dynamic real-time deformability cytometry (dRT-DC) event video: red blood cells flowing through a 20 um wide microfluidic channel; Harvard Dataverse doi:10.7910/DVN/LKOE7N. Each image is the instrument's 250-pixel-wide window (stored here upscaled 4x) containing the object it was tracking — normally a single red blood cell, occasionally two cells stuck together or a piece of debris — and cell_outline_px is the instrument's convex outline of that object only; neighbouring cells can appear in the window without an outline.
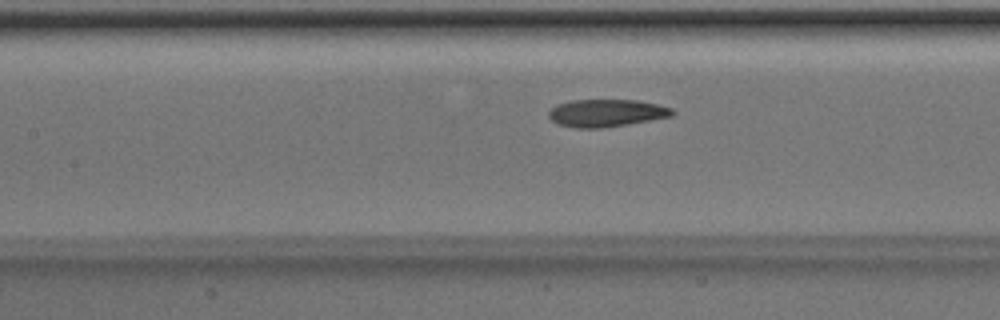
{"species": "Egyptian fruit bat (a non-hibernating species)", "species_latin": "Rousettus aegyptiacus", "temperature_condition": "room temperature", "stored_images_in_passage": 39, "camera_frame_rate_fps": 3000, "um_per_image_px": 0.085, "animal": {"sex": "male"}, "frame": {"image": 1, "passage_image": 11, "time_ms": 3.333, "image_size_px": [1000, 320], "cell_outline_px": [[676, 112], [672, 116], [600, 128], [576, 128], [556, 124], [548, 116], [548, 112], [556, 104], [572, 100], [636, 100], [656, 104], [672, 108]], "centroid_in_image_um": [51.5, 9.6], "position_along_channel_um": 155.9, "area_um2": 19.65}}
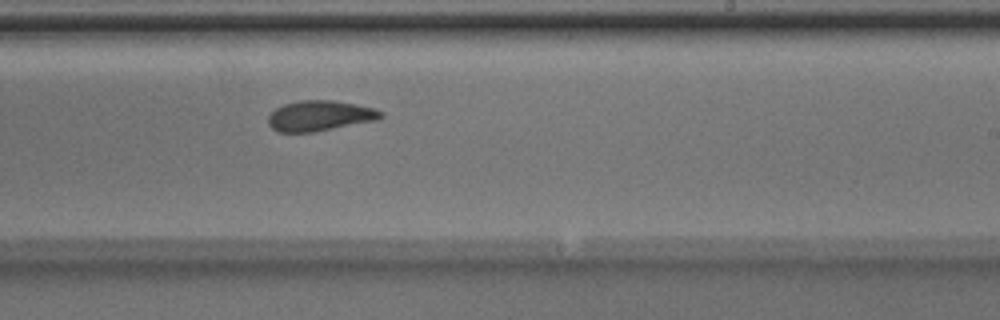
{"frame": {"image": 2, "passage_image": 19, "time_ms": 6.0, "image_size_px": [1000, 320], "cell_outline_px": [[384, 116], [380, 120], [316, 132], [276, 132], [268, 124], [268, 116], [276, 108], [284, 104], [300, 100], [332, 100], [356, 104], [376, 108], [384, 112]], "centroid_in_image_um": [27.24, 9.85], "position_along_channel_um": 261.8, "area_um2": 20.35}}
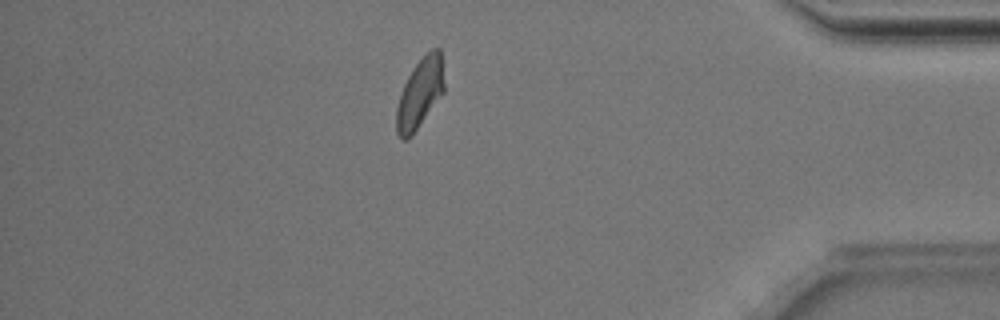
{"frame": {"image": 3, "passage_image": 32, "time_ms": 10.333, "image_size_px": [1000, 320], "cell_outline_px": [[444, 92], [412, 136], [408, 140], [400, 140], [396, 132], [396, 108], [400, 92], [408, 76], [416, 64], [432, 48], [440, 48], [444, 84]], "centroid_in_image_um": [35.67, 7.99], "position_along_channel_um": 399.5, "area_um2": 19.42}, "authors_computed_cell_mechanics": {"area_um2": 19.8254, "velocity_mm_per_s": 3.9994, "shape_relaxation_time_tau1_ms": 4.1122, "shape_relaxation_time_tau2_ms": 2.3856, "deformation_change_tau1": 0.1476, "deformation_change_tau2": 0.09}}